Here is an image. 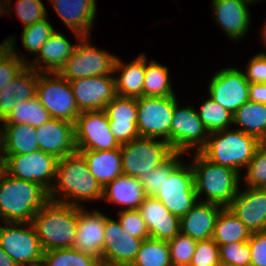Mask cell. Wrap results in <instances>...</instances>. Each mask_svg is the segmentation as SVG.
<instances>
[{"label":"cell","mask_w":266,"mask_h":266,"mask_svg":"<svg viewBox=\"0 0 266 266\" xmlns=\"http://www.w3.org/2000/svg\"><path fill=\"white\" fill-rule=\"evenodd\" d=\"M118 222L123 230L130 236L146 240L150 237L148 227L142 218L140 211L124 210L118 212Z\"/></svg>","instance_id":"cell-45"},{"label":"cell","mask_w":266,"mask_h":266,"mask_svg":"<svg viewBox=\"0 0 266 266\" xmlns=\"http://www.w3.org/2000/svg\"><path fill=\"white\" fill-rule=\"evenodd\" d=\"M223 206L198 201L180 218V232L195 241L212 238L215 222Z\"/></svg>","instance_id":"cell-25"},{"label":"cell","mask_w":266,"mask_h":266,"mask_svg":"<svg viewBox=\"0 0 266 266\" xmlns=\"http://www.w3.org/2000/svg\"><path fill=\"white\" fill-rule=\"evenodd\" d=\"M233 129L209 133L207 143L200 152L208 160L232 168L241 175L240 172L247 167L261 141L253 135Z\"/></svg>","instance_id":"cell-5"},{"label":"cell","mask_w":266,"mask_h":266,"mask_svg":"<svg viewBox=\"0 0 266 266\" xmlns=\"http://www.w3.org/2000/svg\"><path fill=\"white\" fill-rule=\"evenodd\" d=\"M8 48L0 54V91L27 66L28 60L16 53V37L6 38Z\"/></svg>","instance_id":"cell-38"},{"label":"cell","mask_w":266,"mask_h":266,"mask_svg":"<svg viewBox=\"0 0 266 266\" xmlns=\"http://www.w3.org/2000/svg\"><path fill=\"white\" fill-rule=\"evenodd\" d=\"M264 26L261 28V39L263 40L264 45L266 46V21L265 24H263Z\"/></svg>","instance_id":"cell-54"},{"label":"cell","mask_w":266,"mask_h":266,"mask_svg":"<svg viewBox=\"0 0 266 266\" xmlns=\"http://www.w3.org/2000/svg\"><path fill=\"white\" fill-rule=\"evenodd\" d=\"M0 246L19 266H41L43 249L31 222H2Z\"/></svg>","instance_id":"cell-9"},{"label":"cell","mask_w":266,"mask_h":266,"mask_svg":"<svg viewBox=\"0 0 266 266\" xmlns=\"http://www.w3.org/2000/svg\"><path fill=\"white\" fill-rule=\"evenodd\" d=\"M108 117L110 130L122 145L138 138L137 98L117 95L103 109Z\"/></svg>","instance_id":"cell-23"},{"label":"cell","mask_w":266,"mask_h":266,"mask_svg":"<svg viewBox=\"0 0 266 266\" xmlns=\"http://www.w3.org/2000/svg\"><path fill=\"white\" fill-rule=\"evenodd\" d=\"M243 73L249 83H266V52L251 57Z\"/></svg>","instance_id":"cell-48"},{"label":"cell","mask_w":266,"mask_h":266,"mask_svg":"<svg viewBox=\"0 0 266 266\" xmlns=\"http://www.w3.org/2000/svg\"><path fill=\"white\" fill-rule=\"evenodd\" d=\"M175 216L181 218L197 202L194 186V173L191 163L181 162L165 181L155 195Z\"/></svg>","instance_id":"cell-12"},{"label":"cell","mask_w":266,"mask_h":266,"mask_svg":"<svg viewBox=\"0 0 266 266\" xmlns=\"http://www.w3.org/2000/svg\"><path fill=\"white\" fill-rule=\"evenodd\" d=\"M90 37H82L59 74L68 81L93 76H114L116 55L92 46Z\"/></svg>","instance_id":"cell-7"},{"label":"cell","mask_w":266,"mask_h":266,"mask_svg":"<svg viewBox=\"0 0 266 266\" xmlns=\"http://www.w3.org/2000/svg\"><path fill=\"white\" fill-rule=\"evenodd\" d=\"M0 266H19L0 246Z\"/></svg>","instance_id":"cell-52"},{"label":"cell","mask_w":266,"mask_h":266,"mask_svg":"<svg viewBox=\"0 0 266 266\" xmlns=\"http://www.w3.org/2000/svg\"><path fill=\"white\" fill-rule=\"evenodd\" d=\"M248 241L251 248L250 266H266V231L251 233Z\"/></svg>","instance_id":"cell-49"},{"label":"cell","mask_w":266,"mask_h":266,"mask_svg":"<svg viewBox=\"0 0 266 266\" xmlns=\"http://www.w3.org/2000/svg\"><path fill=\"white\" fill-rule=\"evenodd\" d=\"M39 74V71L26 66L17 77L9 82L8 90L16 97L17 103L36 96Z\"/></svg>","instance_id":"cell-40"},{"label":"cell","mask_w":266,"mask_h":266,"mask_svg":"<svg viewBox=\"0 0 266 266\" xmlns=\"http://www.w3.org/2000/svg\"><path fill=\"white\" fill-rule=\"evenodd\" d=\"M182 155L185 154L174 152L165 162L157 166L145 176V180L141 183L146 196H155L157 194L165 181V176H169L170 173L182 162V159H179Z\"/></svg>","instance_id":"cell-42"},{"label":"cell","mask_w":266,"mask_h":266,"mask_svg":"<svg viewBox=\"0 0 266 266\" xmlns=\"http://www.w3.org/2000/svg\"><path fill=\"white\" fill-rule=\"evenodd\" d=\"M77 151L84 156L91 174L102 188L116 177L123 175L120 148L103 151Z\"/></svg>","instance_id":"cell-29"},{"label":"cell","mask_w":266,"mask_h":266,"mask_svg":"<svg viewBox=\"0 0 266 266\" xmlns=\"http://www.w3.org/2000/svg\"><path fill=\"white\" fill-rule=\"evenodd\" d=\"M221 266H250L249 241L233 242L219 246Z\"/></svg>","instance_id":"cell-43"},{"label":"cell","mask_w":266,"mask_h":266,"mask_svg":"<svg viewBox=\"0 0 266 266\" xmlns=\"http://www.w3.org/2000/svg\"><path fill=\"white\" fill-rule=\"evenodd\" d=\"M60 20L79 41L90 37L96 18V0H49Z\"/></svg>","instance_id":"cell-19"},{"label":"cell","mask_w":266,"mask_h":266,"mask_svg":"<svg viewBox=\"0 0 266 266\" xmlns=\"http://www.w3.org/2000/svg\"><path fill=\"white\" fill-rule=\"evenodd\" d=\"M147 60L146 58L143 96L168 97L176 95L171 86L168 67L155 60H150L149 63Z\"/></svg>","instance_id":"cell-33"},{"label":"cell","mask_w":266,"mask_h":266,"mask_svg":"<svg viewBox=\"0 0 266 266\" xmlns=\"http://www.w3.org/2000/svg\"><path fill=\"white\" fill-rule=\"evenodd\" d=\"M87 210L84 206H78V226L73 248L101 260L105 221L108 216L97 209L90 212Z\"/></svg>","instance_id":"cell-22"},{"label":"cell","mask_w":266,"mask_h":266,"mask_svg":"<svg viewBox=\"0 0 266 266\" xmlns=\"http://www.w3.org/2000/svg\"><path fill=\"white\" fill-rule=\"evenodd\" d=\"M130 266H172L168 241L150 237L143 240Z\"/></svg>","instance_id":"cell-35"},{"label":"cell","mask_w":266,"mask_h":266,"mask_svg":"<svg viewBox=\"0 0 266 266\" xmlns=\"http://www.w3.org/2000/svg\"><path fill=\"white\" fill-rule=\"evenodd\" d=\"M39 150L58 159L77 151L74 123L52 118L36 128Z\"/></svg>","instance_id":"cell-20"},{"label":"cell","mask_w":266,"mask_h":266,"mask_svg":"<svg viewBox=\"0 0 266 266\" xmlns=\"http://www.w3.org/2000/svg\"><path fill=\"white\" fill-rule=\"evenodd\" d=\"M168 244L172 266H189L197 241L179 232Z\"/></svg>","instance_id":"cell-44"},{"label":"cell","mask_w":266,"mask_h":266,"mask_svg":"<svg viewBox=\"0 0 266 266\" xmlns=\"http://www.w3.org/2000/svg\"><path fill=\"white\" fill-rule=\"evenodd\" d=\"M146 198L138 178L121 175L103 188V200L114 205L126 206L124 210H137Z\"/></svg>","instance_id":"cell-28"},{"label":"cell","mask_w":266,"mask_h":266,"mask_svg":"<svg viewBox=\"0 0 266 266\" xmlns=\"http://www.w3.org/2000/svg\"><path fill=\"white\" fill-rule=\"evenodd\" d=\"M250 4L253 0H212L213 19L233 41L247 35L250 25Z\"/></svg>","instance_id":"cell-18"},{"label":"cell","mask_w":266,"mask_h":266,"mask_svg":"<svg viewBox=\"0 0 266 266\" xmlns=\"http://www.w3.org/2000/svg\"><path fill=\"white\" fill-rule=\"evenodd\" d=\"M16 97L8 90V86L0 91V120L3 121L16 105Z\"/></svg>","instance_id":"cell-50"},{"label":"cell","mask_w":266,"mask_h":266,"mask_svg":"<svg viewBox=\"0 0 266 266\" xmlns=\"http://www.w3.org/2000/svg\"><path fill=\"white\" fill-rule=\"evenodd\" d=\"M209 132L200 120L196 108L193 106L179 107L174 105L173 117L170 125V146L174 152L183 154L200 151L207 143Z\"/></svg>","instance_id":"cell-13"},{"label":"cell","mask_w":266,"mask_h":266,"mask_svg":"<svg viewBox=\"0 0 266 266\" xmlns=\"http://www.w3.org/2000/svg\"><path fill=\"white\" fill-rule=\"evenodd\" d=\"M249 85L243 70L227 67L211 77L207 91L211 99L234 114L249 100Z\"/></svg>","instance_id":"cell-15"},{"label":"cell","mask_w":266,"mask_h":266,"mask_svg":"<svg viewBox=\"0 0 266 266\" xmlns=\"http://www.w3.org/2000/svg\"><path fill=\"white\" fill-rule=\"evenodd\" d=\"M250 235V231L228 207L221 209L212 235V239L218 246L248 241Z\"/></svg>","instance_id":"cell-32"},{"label":"cell","mask_w":266,"mask_h":266,"mask_svg":"<svg viewBox=\"0 0 266 266\" xmlns=\"http://www.w3.org/2000/svg\"><path fill=\"white\" fill-rule=\"evenodd\" d=\"M0 123L3 122L0 120ZM2 156H3V127L0 126V163H2Z\"/></svg>","instance_id":"cell-53"},{"label":"cell","mask_w":266,"mask_h":266,"mask_svg":"<svg viewBox=\"0 0 266 266\" xmlns=\"http://www.w3.org/2000/svg\"><path fill=\"white\" fill-rule=\"evenodd\" d=\"M241 180L246 187L266 188V141L260 142Z\"/></svg>","instance_id":"cell-39"},{"label":"cell","mask_w":266,"mask_h":266,"mask_svg":"<svg viewBox=\"0 0 266 266\" xmlns=\"http://www.w3.org/2000/svg\"><path fill=\"white\" fill-rule=\"evenodd\" d=\"M58 158L42 150L19 155H3L1 169L11 177L53 188Z\"/></svg>","instance_id":"cell-10"},{"label":"cell","mask_w":266,"mask_h":266,"mask_svg":"<svg viewBox=\"0 0 266 266\" xmlns=\"http://www.w3.org/2000/svg\"><path fill=\"white\" fill-rule=\"evenodd\" d=\"M15 5L16 14L24 27L48 18L41 0H17Z\"/></svg>","instance_id":"cell-46"},{"label":"cell","mask_w":266,"mask_h":266,"mask_svg":"<svg viewBox=\"0 0 266 266\" xmlns=\"http://www.w3.org/2000/svg\"><path fill=\"white\" fill-rule=\"evenodd\" d=\"M54 31V27L47 18L24 27L21 35L23 47L28 52L37 55L44 42Z\"/></svg>","instance_id":"cell-41"},{"label":"cell","mask_w":266,"mask_h":266,"mask_svg":"<svg viewBox=\"0 0 266 266\" xmlns=\"http://www.w3.org/2000/svg\"><path fill=\"white\" fill-rule=\"evenodd\" d=\"M7 48H8V40L4 39V41L0 43V54Z\"/></svg>","instance_id":"cell-56"},{"label":"cell","mask_w":266,"mask_h":266,"mask_svg":"<svg viewBox=\"0 0 266 266\" xmlns=\"http://www.w3.org/2000/svg\"><path fill=\"white\" fill-rule=\"evenodd\" d=\"M31 223L43 251L72 248L78 226V206L49 199Z\"/></svg>","instance_id":"cell-4"},{"label":"cell","mask_w":266,"mask_h":266,"mask_svg":"<svg viewBox=\"0 0 266 266\" xmlns=\"http://www.w3.org/2000/svg\"><path fill=\"white\" fill-rule=\"evenodd\" d=\"M228 208L250 233L266 231V188L239 189Z\"/></svg>","instance_id":"cell-21"},{"label":"cell","mask_w":266,"mask_h":266,"mask_svg":"<svg viewBox=\"0 0 266 266\" xmlns=\"http://www.w3.org/2000/svg\"><path fill=\"white\" fill-rule=\"evenodd\" d=\"M146 55L141 53L133 61L123 63L116 56L114 74L119 72L116 80V93L122 97L139 98L143 96V84L146 69Z\"/></svg>","instance_id":"cell-27"},{"label":"cell","mask_w":266,"mask_h":266,"mask_svg":"<svg viewBox=\"0 0 266 266\" xmlns=\"http://www.w3.org/2000/svg\"><path fill=\"white\" fill-rule=\"evenodd\" d=\"M36 97L52 118L75 123L81 112L69 81L59 73L40 72Z\"/></svg>","instance_id":"cell-8"},{"label":"cell","mask_w":266,"mask_h":266,"mask_svg":"<svg viewBox=\"0 0 266 266\" xmlns=\"http://www.w3.org/2000/svg\"><path fill=\"white\" fill-rule=\"evenodd\" d=\"M49 198L80 207L83 206L81 202L101 201L103 198V188L91 174L86 159L79 151L58 159L56 179Z\"/></svg>","instance_id":"cell-1"},{"label":"cell","mask_w":266,"mask_h":266,"mask_svg":"<svg viewBox=\"0 0 266 266\" xmlns=\"http://www.w3.org/2000/svg\"><path fill=\"white\" fill-rule=\"evenodd\" d=\"M104 232L101 266H130L143 240L127 234L118 220L109 216L105 221Z\"/></svg>","instance_id":"cell-16"},{"label":"cell","mask_w":266,"mask_h":266,"mask_svg":"<svg viewBox=\"0 0 266 266\" xmlns=\"http://www.w3.org/2000/svg\"><path fill=\"white\" fill-rule=\"evenodd\" d=\"M138 210L148 227L150 238L170 241L180 232V218L155 196H146Z\"/></svg>","instance_id":"cell-24"},{"label":"cell","mask_w":266,"mask_h":266,"mask_svg":"<svg viewBox=\"0 0 266 266\" xmlns=\"http://www.w3.org/2000/svg\"><path fill=\"white\" fill-rule=\"evenodd\" d=\"M75 46L76 44H71L69 39L56 30L44 42L36 58L29 61L27 66L39 72L59 73L72 55Z\"/></svg>","instance_id":"cell-26"},{"label":"cell","mask_w":266,"mask_h":266,"mask_svg":"<svg viewBox=\"0 0 266 266\" xmlns=\"http://www.w3.org/2000/svg\"><path fill=\"white\" fill-rule=\"evenodd\" d=\"M77 150H112L120 148L110 130L104 110L82 111L74 123Z\"/></svg>","instance_id":"cell-14"},{"label":"cell","mask_w":266,"mask_h":266,"mask_svg":"<svg viewBox=\"0 0 266 266\" xmlns=\"http://www.w3.org/2000/svg\"><path fill=\"white\" fill-rule=\"evenodd\" d=\"M176 96L137 98V129L140 137L156 138L170 145V125Z\"/></svg>","instance_id":"cell-11"},{"label":"cell","mask_w":266,"mask_h":266,"mask_svg":"<svg viewBox=\"0 0 266 266\" xmlns=\"http://www.w3.org/2000/svg\"><path fill=\"white\" fill-rule=\"evenodd\" d=\"M196 111L209 133L228 129L233 125V114L210 97Z\"/></svg>","instance_id":"cell-37"},{"label":"cell","mask_w":266,"mask_h":266,"mask_svg":"<svg viewBox=\"0 0 266 266\" xmlns=\"http://www.w3.org/2000/svg\"><path fill=\"white\" fill-rule=\"evenodd\" d=\"M1 2H4L5 4H6V14H10L11 13V11L10 10H12V8H11V2H13L12 0H0Z\"/></svg>","instance_id":"cell-55"},{"label":"cell","mask_w":266,"mask_h":266,"mask_svg":"<svg viewBox=\"0 0 266 266\" xmlns=\"http://www.w3.org/2000/svg\"><path fill=\"white\" fill-rule=\"evenodd\" d=\"M50 119H52L50 113L35 96L32 99L16 103L2 124H27L37 128Z\"/></svg>","instance_id":"cell-34"},{"label":"cell","mask_w":266,"mask_h":266,"mask_svg":"<svg viewBox=\"0 0 266 266\" xmlns=\"http://www.w3.org/2000/svg\"><path fill=\"white\" fill-rule=\"evenodd\" d=\"M193 154L191 167L197 200L228 207L240 189L241 175L232 168L208 160L200 151Z\"/></svg>","instance_id":"cell-3"},{"label":"cell","mask_w":266,"mask_h":266,"mask_svg":"<svg viewBox=\"0 0 266 266\" xmlns=\"http://www.w3.org/2000/svg\"><path fill=\"white\" fill-rule=\"evenodd\" d=\"M2 14H6V4L0 1V17L3 16Z\"/></svg>","instance_id":"cell-57"},{"label":"cell","mask_w":266,"mask_h":266,"mask_svg":"<svg viewBox=\"0 0 266 266\" xmlns=\"http://www.w3.org/2000/svg\"><path fill=\"white\" fill-rule=\"evenodd\" d=\"M189 266H221L219 246L214 240L197 241Z\"/></svg>","instance_id":"cell-47"},{"label":"cell","mask_w":266,"mask_h":266,"mask_svg":"<svg viewBox=\"0 0 266 266\" xmlns=\"http://www.w3.org/2000/svg\"><path fill=\"white\" fill-rule=\"evenodd\" d=\"M41 266H101V263L95 256L72 247L44 251Z\"/></svg>","instance_id":"cell-36"},{"label":"cell","mask_w":266,"mask_h":266,"mask_svg":"<svg viewBox=\"0 0 266 266\" xmlns=\"http://www.w3.org/2000/svg\"><path fill=\"white\" fill-rule=\"evenodd\" d=\"M3 155L28 154L39 150L36 128L27 124H2Z\"/></svg>","instance_id":"cell-30"},{"label":"cell","mask_w":266,"mask_h":266,"mask_svg":"<svg viewBox=\"0 0 266 266\" xmlns=\"http://www.w3.org/2000/svg\"><path fill=\"white\" fill-rule=\"evenodd\" d=\"M249 100L266 104V83H250Z\"/></svg>","instance_id":"cell-51"},{"label":"cell","mask_w":266,"mask_h":266,"mask_svg":"<svg viewBox=\"0 0 266 266\" xmlns=\"http://www.w3.org/2000/svg\"><path fill=\"white\" fill-rule=\"evenodd\" d=\"M79 110H103L116 96L115 76H93L69 81Z\"/></svg>","instance_id":"cell-17"},{"label":"cell","mask_w":266,"mask_h":266,"mask_svg":"<svg viewBox=\"0 0 266 266\" xmlns=\"http://www.w3.org/2000/svg\"><path fill=\"white\" fill-rule=\"evenodd\" d=\"M49 199V191L39 183L11 177L0 169L2 222H32L35 214Z\"/></svg>","instance_id":"cell-2"},{"label":"cell","mask_w":266,"mask_h":266,"mask_svg":"<svg viewBox=\"0 0 266 266\" xmlns=\"http://www.w3.org/2000/svg\"><path fill=\"white\" fill-rule=\"evenodd\" d=\"M233 125L261 142L266 141V104L248 100L233 114Z\"/></svg>","instance_id":"cell-31"},{"label":"cell","mask_w":266,"mask_h":266,"mask_svg":"<svg viewBox=\"0 0 266 266\" xmlns=\"http://www.w3.org/2000/svg\"><path fill=\"white\" fill-rule=\"evenodd\" d=\"M123 175L145 180L152 170L165 162L173 153L167 141L138 137L120 146Z\"/></svg>","instance_id":"cell-6"}]
</instances>
